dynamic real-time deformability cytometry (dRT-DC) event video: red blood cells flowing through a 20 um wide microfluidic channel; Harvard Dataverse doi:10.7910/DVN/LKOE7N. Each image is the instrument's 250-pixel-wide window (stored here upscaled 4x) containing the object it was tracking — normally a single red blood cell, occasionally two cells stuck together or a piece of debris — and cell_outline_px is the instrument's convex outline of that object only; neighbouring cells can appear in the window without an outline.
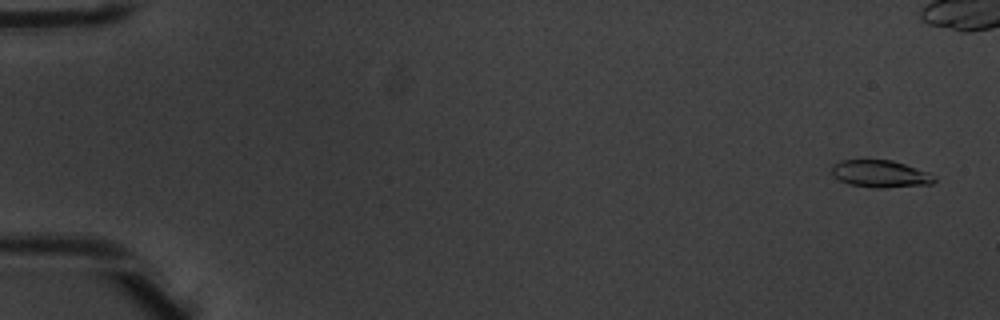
{"species": "common noctule bat (a hibernating species)", "species_latin": "Nyctalus noctula", "temperature_condition": "warm", "stored_images_in_passage": 5, "camera_frame_rate_fps": 3000, "um_per_image_px": 0.085, "animal": {"sex": "male", "body_mass_g": 20.1, "forearm_length_mm": 53.5}, "frame": {"image": 1, "passage_image": 1, "time_ms": 0.0, "image_size_px": [1000, 320], "cell_outline_px": [[936, 180], [932, 184], [884, 188], [876, 188], [848, 184], [832, 176], [832, 164], [840, 160], [892, 160], [928, 172], [936, 176]], "centroid_in_image_um": [74.82, 14.78], "position_along_channel_um": 10.2, "area_um2": 16.36}}